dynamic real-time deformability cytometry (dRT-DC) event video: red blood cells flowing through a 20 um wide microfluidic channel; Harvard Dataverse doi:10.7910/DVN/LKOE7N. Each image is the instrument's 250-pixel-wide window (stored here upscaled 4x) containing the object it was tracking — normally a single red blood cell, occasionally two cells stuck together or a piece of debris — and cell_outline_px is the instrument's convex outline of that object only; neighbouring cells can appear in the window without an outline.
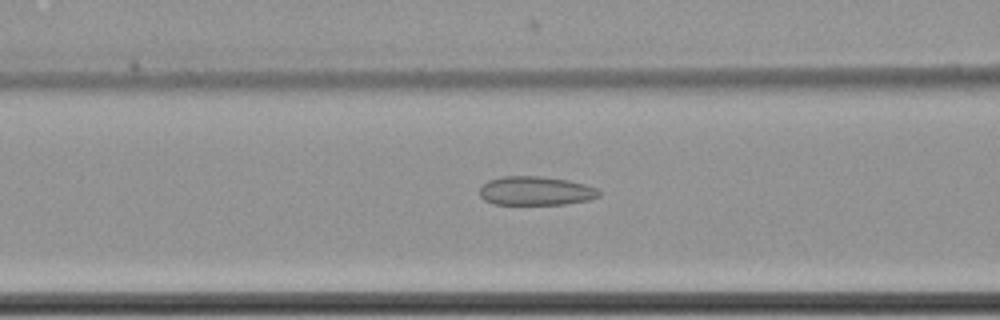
{"species": "common noctule bat (a hibernating species)", "species_latin": "Nyctalus noctula", "temperature_condition": "cold", "stored_images_in_passage": 61, "camera_frame_rate_fps": 3000, "um_per_image_px": 0.085, "animal": {"sex": "female", "body_mass_g": 22.7, "forearm_length_mm": 54.2}, "frame": {"image": 1, "passage_image": 27, "time_ms": 8.667, "image_size_px": [1000, 320], "cell_outline_px": [[600, 196], [588, 200], [564, 204], [492, 204], [484, 200], [480, 196], [480, 188], [488, 180], [500, 176], [540, 176], [568, 180], [584, 184], [596, 188], [600, 192]], "centroid_in_image_um": [45.51, 16.22], "position_along_channel_um": 121.1, "area_um2": 20.11}}
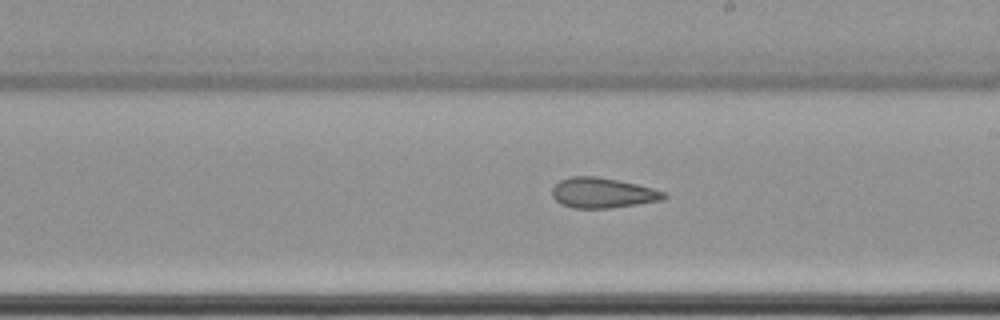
{"frame": {"image": 2, "passage_image": 37, "time_ms": 12.0, "image_size_px": [1000, 320], "cell_outline_px": [[668, 196], [660, 200], [636, 204], [608, 208], [572, 208], [560, 204], [552, 196], [552, 188], [560, 180], [568, 176], [596, 176], [620, 180], [652, 188], [664, 192]], "centroid_in_image_um": [51.17, 16.38], "position_along_channel_um": 237.8, "area_um2": 19.65}}
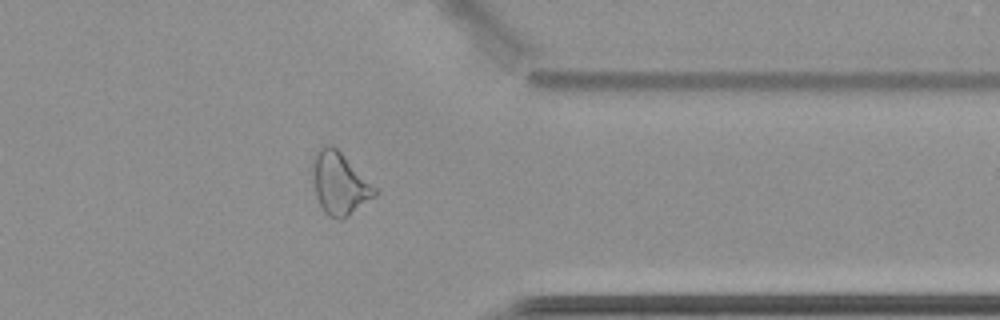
{"frame": {"image": 3, "passage_image": 50, "time_ms": 16.333, "image_size_px": [1000, 320], "cell_outline_px": [[380, 192], [376, 196], [348, 216], [340, 220], [328, 216], [324, 212], [316, 196], [312, 172], [312, 156], [324, 144], [332, 144]], "centroid_in_image_um": [28.85, 15.6], "position_along_channel_um": 382.6, "area_um2": 22.48}, "authors_computed_cell_mechanics": {"area_um2": 24.1026, "velocity_mm_per_s": 3.4988, "shape_relaxation_time_tau1_ms": null, "shape_relaxation_time_tau2_ms": 4.006, "deformation_change_tau1": null, "deformation_change_tau2": 0.112}}